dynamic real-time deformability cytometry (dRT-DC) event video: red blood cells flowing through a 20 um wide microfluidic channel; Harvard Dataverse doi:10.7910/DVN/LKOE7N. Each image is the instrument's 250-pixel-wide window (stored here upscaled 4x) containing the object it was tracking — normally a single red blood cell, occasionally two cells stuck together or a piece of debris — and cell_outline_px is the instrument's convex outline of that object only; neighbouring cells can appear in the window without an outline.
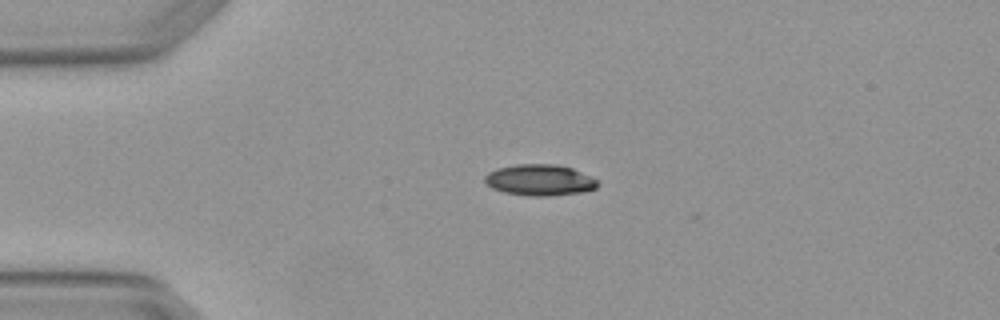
{"species": "Egyptian fruit bat (a non-hibernating species)", "species_latin": "Rousettus aegyptiacus", "temperature_condition": "warm", "stored_images_in_passage": 2, "camera_frame_rate_fps": 3000, "um_per_image_px": 0.085, "animal": {"sex": "female"}, "frame": {"image": 1, "passage_image": 1, "time_ms": 0.0, "image_size_px": [1000, 320], "cell_outline_px": [[600, 184], [596, 188], [584, 192], [548, 196], [528, 196], [504, 192], [492, 188], [484, 180], [484, 176], [488, 172], [496, 168], [516, 164], [556, 164], [572, 168], [596, 180]], "centroid_in_image_um": [45.85, 15.3], "position_along_channel_um": 39.1, "area_um2": 20.52}}